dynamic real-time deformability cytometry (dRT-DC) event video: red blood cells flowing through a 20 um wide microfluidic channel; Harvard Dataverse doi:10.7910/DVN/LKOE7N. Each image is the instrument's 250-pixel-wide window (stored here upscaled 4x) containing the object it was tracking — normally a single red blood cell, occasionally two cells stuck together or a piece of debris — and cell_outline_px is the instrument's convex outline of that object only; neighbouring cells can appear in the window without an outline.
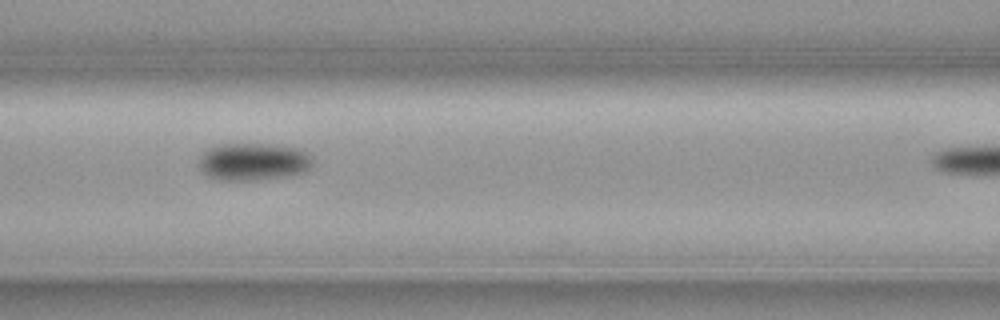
{"species": "common noctule bat (a hibernating species)", "species_latin": "Nyctalus noctula", "temperature_condition": "cold", "stored_images_in_passage": 21, "camera_frame_rate_fps": 3000, "um_per_image_px": 0.085, "animal": {"sex": "female", "body_mass_g": 19.3, "forearm_length_mm": 54.1}, "frame": {"image": 1, "passage_image": 7, "time_ms": 2.0, "image_size_px": [1000, 320], "cell_outline_px": [[316, 160], [308, 168], [300, 172], [280, 176], [244, 180], [220, 180], [208, 176], [200, 172], [196, 164], [204, 152], [208, 148], [220, 144], [276, 144], [296, 148], [308, 152]], "centroid_in_image_um": [21.48, 13.72], "position_along_channel_um": 145.1, "area_um2": 24.8}}
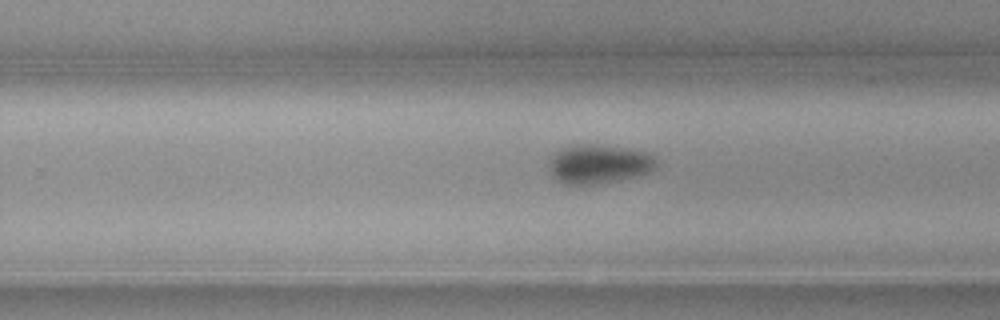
{"frame": {"image": 2, "passage_image": 18, "time_ms": 5.667, "image_size_px": [1000, 320], "cell_outline_px": [[660, 164], [656, 168], [648, 172], [616, 180], [592, 184], [568, 184], [552, 176], [548, 164], [548, 156], [560, 148], [572, 144], [596, 144], [624, 148], [648, 152], [656, 156]], "centroid_in_image_um": [50.89, 13.9], "position_along_channel_um": 278.9, "area_um2": 24.62}}